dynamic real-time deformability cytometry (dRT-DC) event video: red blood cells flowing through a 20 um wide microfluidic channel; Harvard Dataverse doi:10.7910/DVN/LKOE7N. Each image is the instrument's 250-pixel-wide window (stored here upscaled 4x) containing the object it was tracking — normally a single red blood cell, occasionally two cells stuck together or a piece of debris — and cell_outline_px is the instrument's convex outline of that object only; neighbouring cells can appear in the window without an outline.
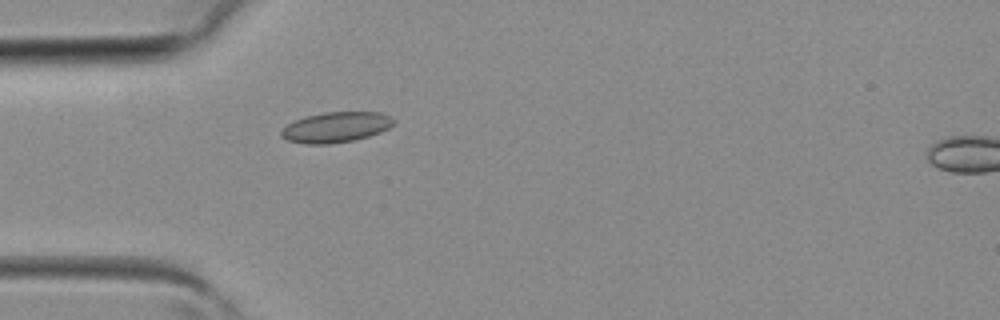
{"species": "common noctule bat (a hibernating species)", "species_latin": "Nyctalus noctula", "temperature_condition": "room temperature", "stored_images_in_passage": 5, "camera_frame_rate_fps": 3000, "um_per_image_px": 0.085, "animal": {"sex": "female", "body_mass_g": 19.3, "forearm_length_mm": 54.1}, "frame": {"image": 1, "passage_image": 4, "time_ms": 1.0, "image_size_px": [1000, 320], "cell_outline_px": [[396, 124], [380, 132], [368, 136], [352, 140], [328, 144], [308, 144], [288, 140], [280, 136], [280, 132], [288, 124], [304, 116], [324, 112], [380, 112], [396, 120]], "centroid_in_image_um": [28.57, 10.8], "position_along_channel_um": 56.4, "area_um2": 19.83}}